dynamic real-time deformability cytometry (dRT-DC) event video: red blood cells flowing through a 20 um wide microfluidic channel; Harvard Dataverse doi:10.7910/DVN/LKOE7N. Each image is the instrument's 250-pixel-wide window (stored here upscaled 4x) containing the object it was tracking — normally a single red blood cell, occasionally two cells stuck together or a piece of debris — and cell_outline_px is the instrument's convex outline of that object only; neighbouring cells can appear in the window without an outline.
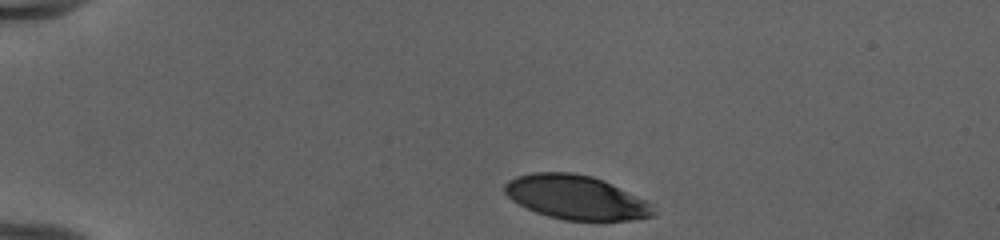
{"species": "human", "species_latin": "Homo sapiens", "temperature_condition": "cold", "stored_images_in_passage": 36, "camera_frame_rate_fps": 3000, "um_per_image_px": 0.085, "donor": {"sex": "female"}, "frame": {"image": 1, "passage_image": 1, "time_ms": 0.0, "image_size_px": [1000, 240], "cell_outline_px": [[656, 216], [632, 220], [564, 220], [548, 216], [536, 212], [512, 200], [504, 192], [504, 184], [508, 180], [516, 176], [532, 172], [572, 172], [592, 176], [604, 180], [652, 204], [656, 212]], "centroid_in_image_um": [48.96, 16.77], "position_along_channel_um": 36.0, "area_um2": 38.15}}
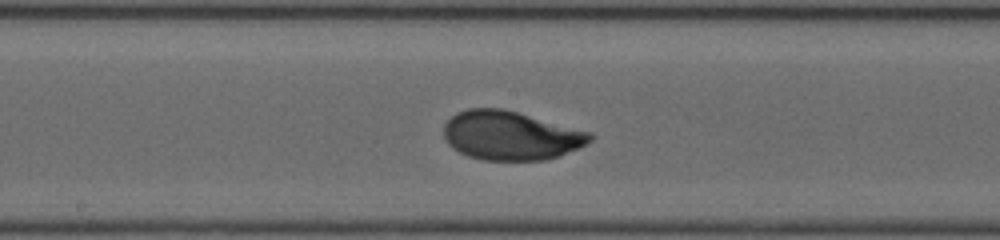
{"frame": {"image": 2, "passage_image": 19, "time_ms": 6.0, "image_size_px": [1000, 240], "cell_outline_px": [[596, 136], [592, 140], [560, 156], [548, 160], [484, 160], [468, 156], [452, 148], [448, 144], [444, 136], [444, 124], [456, 112], [468, 108], [504, 108], [592, 132]], "centroid_in_image_um": [43.41, 11.51], "position_along_channel_um": 204.8, "area_um2": 41.96}}
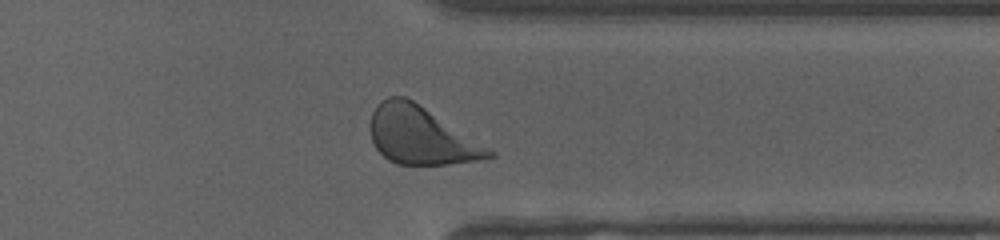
{"frame": {"image": 3, "passage_image": 32, "time_ms": 10.333, "image_size_px": [1000, 240], "cell_outline_px": [[496, 156], [476, 160], [448, 164], [396, 164], [388, 160], [376, 148], [372, 140], [368, 128], [372, 112], [376, 104], [380, 100], [388, 96], [404, 96], [412, 100], [496, 152]], "centroid_in_image_um": [35.72, 11.52], "position_along_channel_um": 375.7, "area_um2": 39.54}, "authors_computed_cell_mechanics": {"area_um2": 41.0958, "velocity_mm_per_s": 3.952, "shape_relaxation_time_tau1_ms": 2.3226, "shape_relaxation_time_tau2_ms": null, "deformation_change_tau1": 0.1558, "deformation_change_tau2": null}}